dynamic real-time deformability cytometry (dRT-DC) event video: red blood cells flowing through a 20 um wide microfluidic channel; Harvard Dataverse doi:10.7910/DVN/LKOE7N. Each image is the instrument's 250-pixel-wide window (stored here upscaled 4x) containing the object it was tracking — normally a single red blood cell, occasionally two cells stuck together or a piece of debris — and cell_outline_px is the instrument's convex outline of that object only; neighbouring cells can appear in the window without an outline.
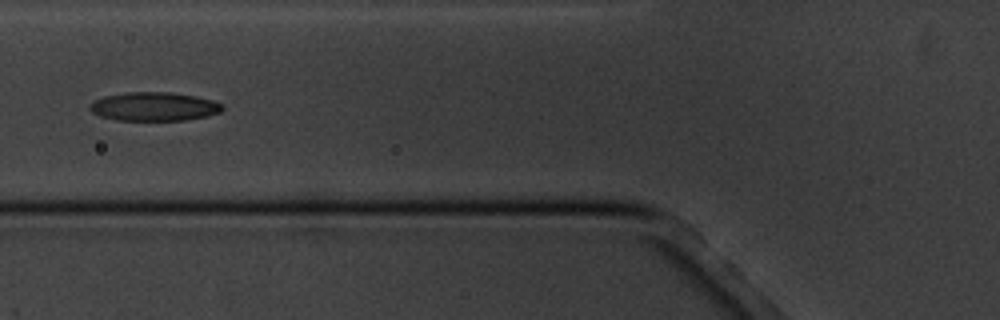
{"species": "common noctule bat (a hibernating species)", "species_latin": "Nyctalus noctula", "temperature_condition": "cold", "stored_images_in_passage": 17, "camera_frame_rate_fps": 3000, "um_per_image_px": 0.085, "animal": {"sex": "male", "body_mass_g": 20.1, "forearm_length_mm": 53.5}, "frame": {"image": 1, "passage_image": 6, "time_ms": 5.667, "image_size_px": [1000, 320], "cell_outline_px": [[224, 108], [220, 112], [208, 116], [184, 120], [116, 120], [100, 116], [92, 112], [88, 108], [88, 104], [104, 96], [128, 92], [172, 92], [196, 96], [212, 100], [220, 104]], "centroid_in_image_um": [13.08, 9.05], "position_along_channel_um": 112.7, "area_um2": 22.2}}
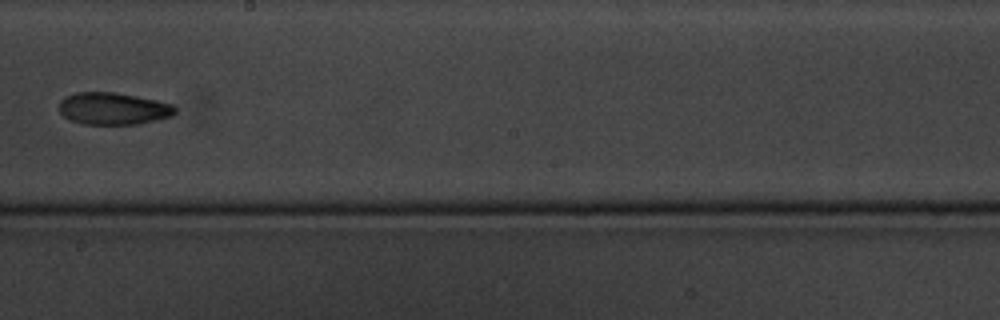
{"frame": {"image": 2, "passage_image": 9, "time_ms": 9.333, "image_size_px": [1000, 320], "cell_outline_px": [[176, 112], [172, 116], [140, 124], [84, 124], [72, 120], [64, 116], [60, 112], [60, 100], [64, 96], [76, 92], [112, 92], [136, 96], [156, 100], [172, 104], [176, 108]], "centroid_in_image_um": [9.63, 9.23], "position_along_channel_um": 238.6, "area_um2": 21.68}}
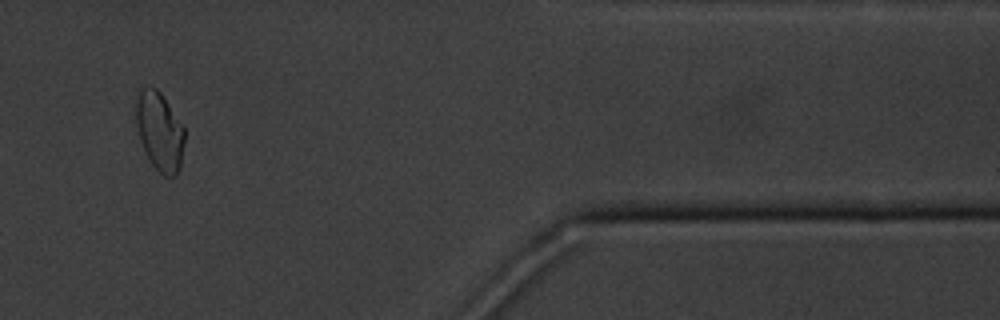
{"frame": {"image": 3, "passage_image": 14, "time_ms": 15.0, "image_size_px": [1000, 320], "cell_outline_px": [[184, 140], [180, 168], [176, 176], [164, 176], [152, 164], [140, 140], [136, 124], [136, 100], [140, 92], [144, 88], [156, 88], [160, 92], [184, 128]], "centroid_in_image_um": [13.57, 11.19], "position_along_channel_um": 397.8, "area_um2": 21.73}, "authors_computed_cell_mechanics": {"area_um2": 22.253, "velocity_mm_per_s": 3.4355, "shape_relaxation_time_tau1_ms": 5.3548, "shape_relaxation_time_tau2_ms": 7.0023, "deformation_change_tau1": 0.1305, "deformation_change_tau2": 0.1224}}